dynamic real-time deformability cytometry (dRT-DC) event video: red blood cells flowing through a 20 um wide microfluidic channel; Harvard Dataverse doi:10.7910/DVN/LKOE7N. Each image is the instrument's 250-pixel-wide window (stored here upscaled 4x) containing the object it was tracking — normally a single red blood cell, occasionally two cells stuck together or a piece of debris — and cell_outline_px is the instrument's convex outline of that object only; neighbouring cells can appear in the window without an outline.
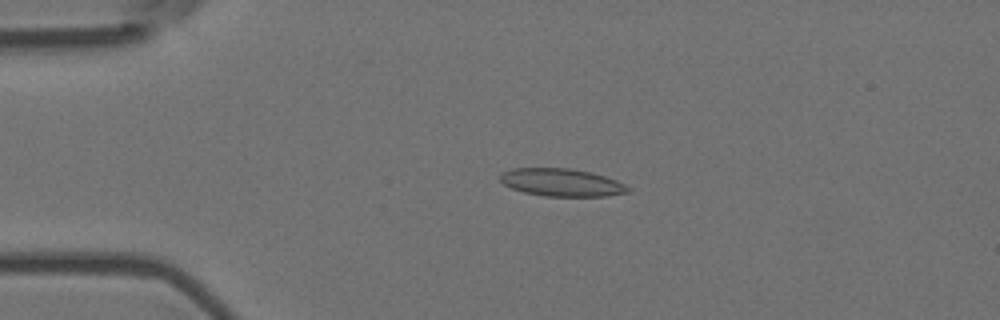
{"species": "Egyptian fruit bat (a non-hibernating species)", "species_latin": "Rousettus aegyptiacus", "temperature_condition": "room temperature", "stored_images_in_passage": 8, "camera_frame_rate_fps": 3000, "um_per_image_px": 0.085, "animal": {"sex": "female"}, "frame": {"image": 1, "passage_image": 3, "time_ms": 0.667, "image_size_px": [1000, 320], "cell_outline_px": [[632, 192], [608, 196], [544, 196], [524, 192], [512, 188], [504, 184], [500, 180], [500, 172], [512, 168], [568, 168], [592, 172], [616, 180], [632, 188]], "centroid_in_image_um": [47.76, 15.51], "position_along_channel_um": 37.2, "area_um2": 20.81}}
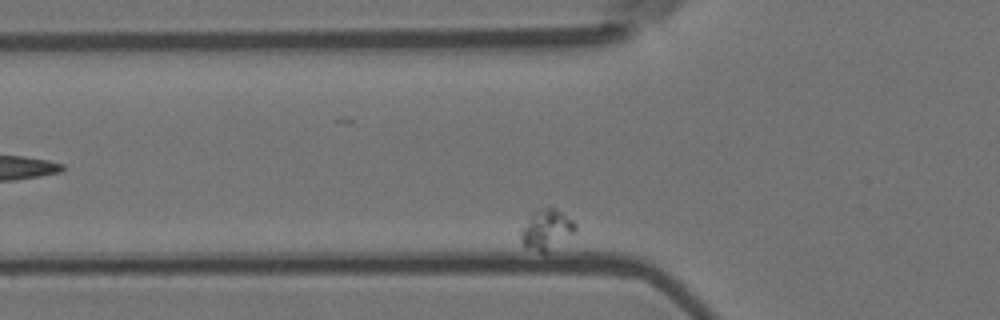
{"frame": {"image": 2, "passage_image": 6, "time_ms": 1.667, "image_size_px": [1000, 320], "cell_outline_px": [[576, 228], [572, 232], [548, 252], [540, 252], [524, 244], [520, 240], [520, 228], [528, 216], [532, 212], [540, 208], [552, 208], [560, 212], [572, 220], [576, 224]], "centroid_in_image_um": [46.39, 19.49], "position_along_channel_um": 79.4, "area_um2": 12.37}}
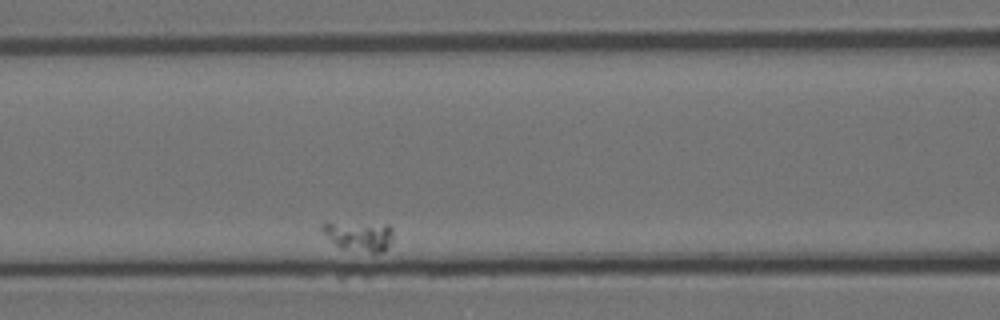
{"frame": {"image": 3, "passage_image": 8, "time_ms": 2.333, "image_size_px": [1000, 320], "cell_outline_px": [[392, 240], [388, 248], [380, 252], [372, 252], [340, 248], [320, 228], [320, 224], [324, 220], [328, 220], [388, 224], [392, 228]], "centroid_in_image_um": [30.49, 19.99], "position_along_channel_um": 136.1, "area_um2": 12.72}}